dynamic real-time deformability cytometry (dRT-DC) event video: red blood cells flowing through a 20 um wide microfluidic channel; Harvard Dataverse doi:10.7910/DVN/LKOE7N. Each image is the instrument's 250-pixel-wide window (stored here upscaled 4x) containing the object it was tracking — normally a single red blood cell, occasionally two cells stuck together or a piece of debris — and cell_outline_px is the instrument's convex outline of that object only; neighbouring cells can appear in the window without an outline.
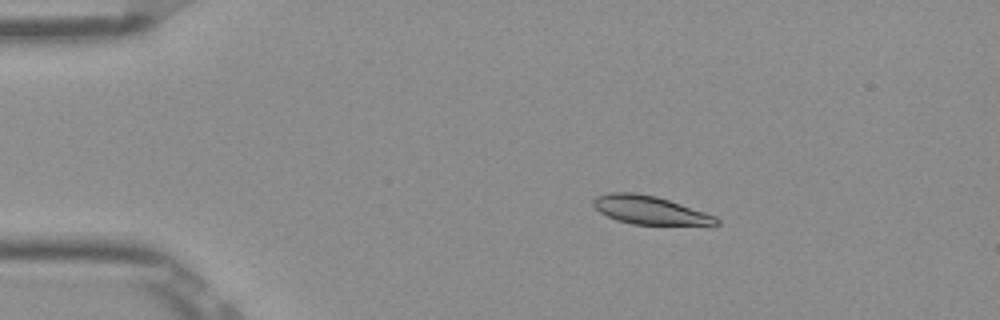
{"species": "Egyptian fruit bat (a non-hibernating species)", "species_latin": "Rousettus aegyptiacus", "temperature_condition": "room temperature", "stored_images_in_passage": 17, "camera_frame_rate_fps": 3000, "um_per_image_px": 0.085, "frame": {"image": 1, "passage_image": 10, "time_ms": 3.0, "image_size_px": [1000, 320], "cell_outline_px": [[720, 224], [632, 224], [616, 220], [600, 212], [592, 204], [592, 200], [596, 196], [608, 192], [636, 192], [656, 196], [716, 216], [720, 220]], "centroid_in_image_um": [55.17, 17.84], "position_along_channel_um": 29.8, "area_um2": 20.06}}